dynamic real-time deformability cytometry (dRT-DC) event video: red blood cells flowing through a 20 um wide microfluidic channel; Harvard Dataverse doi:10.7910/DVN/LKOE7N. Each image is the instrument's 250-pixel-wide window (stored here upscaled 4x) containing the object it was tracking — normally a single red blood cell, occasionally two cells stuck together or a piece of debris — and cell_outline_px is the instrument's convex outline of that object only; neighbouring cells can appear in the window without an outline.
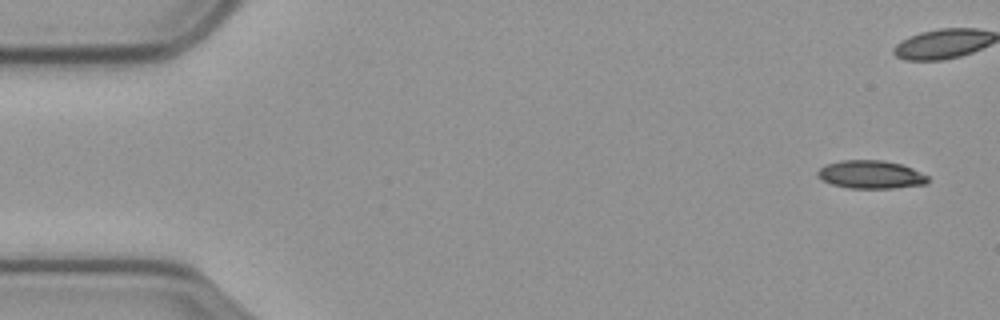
{"species": "common noctule bat (a hibernating species)", "species_latin": "Nyctalus noctula", "temperature_condition": "cold", "stored_images_in_passage": 24, "camera_frame_rate_fps": 3000, "um_per_image_px": 0.085, "animal": {"sex": "male", "body_mass_g": 23.1, "forearm_length_mm": 52.7}, "frame": {"image": 1, "passage_image": 1, "time_ms": 0.0, "image_size_px": [1000, 320], "cell_outline_px": [[928, 184], [892, 188], [848, 188], [832, 184], [820, 180], [816, 176], [816, 172], [824, 164], [840, 160], [884, 160], [900, 164], [912, 168], [928, 176]], "centroid_in_image_um": [73.97, 14.83], "position_along_channel_um": 11.0, "area_um2": 18.26}}